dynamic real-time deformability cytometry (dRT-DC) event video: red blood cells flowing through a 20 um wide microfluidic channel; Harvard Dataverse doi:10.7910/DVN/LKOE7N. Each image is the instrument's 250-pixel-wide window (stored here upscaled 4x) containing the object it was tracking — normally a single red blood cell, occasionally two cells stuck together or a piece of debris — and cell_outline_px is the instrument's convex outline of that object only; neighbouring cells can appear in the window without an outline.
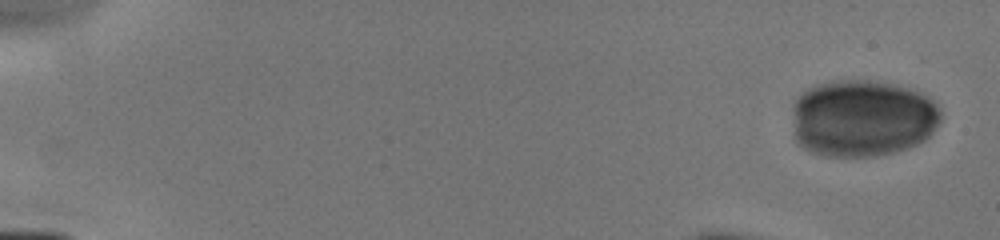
{"species": "human", "species_latin": "Homo sapiens", "temperature_condition": "cold", "stored_images_in_passage": 8, "camera_frame_rate_fps": 3000, "um_per_image_px": 0.085, "donor": {"sex": "male"}, "frame": {"image": 1, "passage_image": 1, "time_ms": 0.0, "image_size_px": [1000, 240], "cell_outline_px": [[940, 120], [932, 132], [924, 140], [908, 148], [896, 152], [876, 156], [828, 156], [812, 152], [804, 148], [796, 140], [792, 112], [792, 104], [808, 88], [816, 84], [832, 80], [864, 80], [888, 84], [908, 88], [936, 100], [940, 108]], "centroid_in_image_um": [73.3, 10.05], "position_along_channel_um": 11.7, "area_um2": 66.87}}
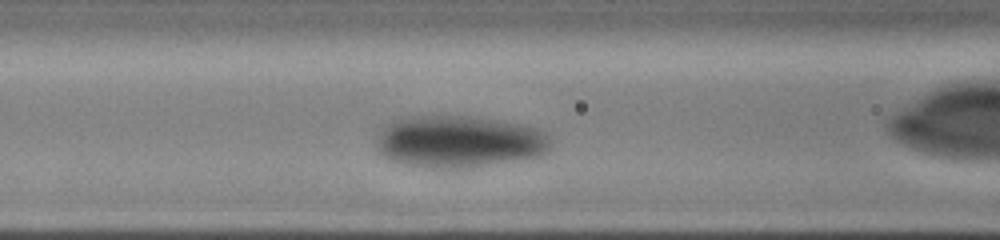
{"frame": {"image": 2, "passage_image": 7, "time_ms": 5.667, "image_size_px": [1000, 240], "cell_outline_px": [[552, 144], [540, 156], [516, 160], [460, 168], [424, 168], [400, 164], [388, 160], [380, 152], [380, 136], [384, 128], [388, 124], [412, 116], [468, 116], [524, 124], [540, 128], [548, 136]], "centroid_in_image_um": [39.07, 12.04], "position_along_channel_um": 127.5, "area_um2": 52.31}}